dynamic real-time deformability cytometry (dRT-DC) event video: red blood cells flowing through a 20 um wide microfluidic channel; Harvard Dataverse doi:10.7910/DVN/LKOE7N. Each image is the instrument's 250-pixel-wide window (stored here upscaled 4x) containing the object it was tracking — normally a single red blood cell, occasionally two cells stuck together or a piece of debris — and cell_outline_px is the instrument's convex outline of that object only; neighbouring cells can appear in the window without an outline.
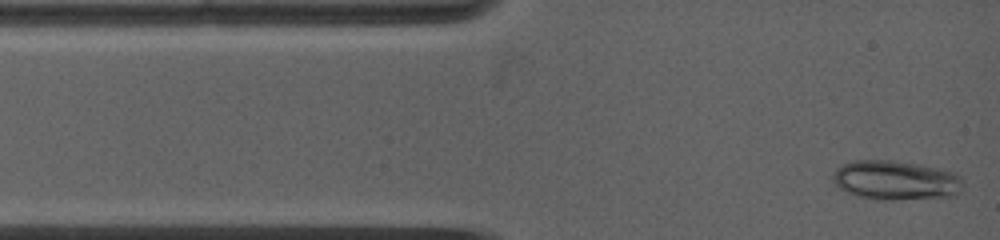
{"species": "common noctule bat (a hibernating species)", "species_latin": "Nyctalus noctula", "temperature_condition": "warm", "stored_images_in_passage": 4, "camera_frame_rate_fps": 5000, "um_per_image_px": 0.085, "animal": {"sex": "female", "body_mass_g": 19.0, "forearm_length_mm": 53.3}, "frame": {"image": 1, "passage_image": 1, "time_ms": 0.0, "image_size_px": [1000, 240], "cell_outline_px": [[964, 184], [960, 192], [956, 196], [892, 200], [880, 200], [856, 196], [840, 188], [832, 180], [832, 172], [836, 168], [852, 160], [892, 160], [916, 164], [956, 172], [964, 176]], "centroid_in_image_um": [76.18, 15.32], "position_along_channel_um": 8.8, "area_um2": 30.29}}